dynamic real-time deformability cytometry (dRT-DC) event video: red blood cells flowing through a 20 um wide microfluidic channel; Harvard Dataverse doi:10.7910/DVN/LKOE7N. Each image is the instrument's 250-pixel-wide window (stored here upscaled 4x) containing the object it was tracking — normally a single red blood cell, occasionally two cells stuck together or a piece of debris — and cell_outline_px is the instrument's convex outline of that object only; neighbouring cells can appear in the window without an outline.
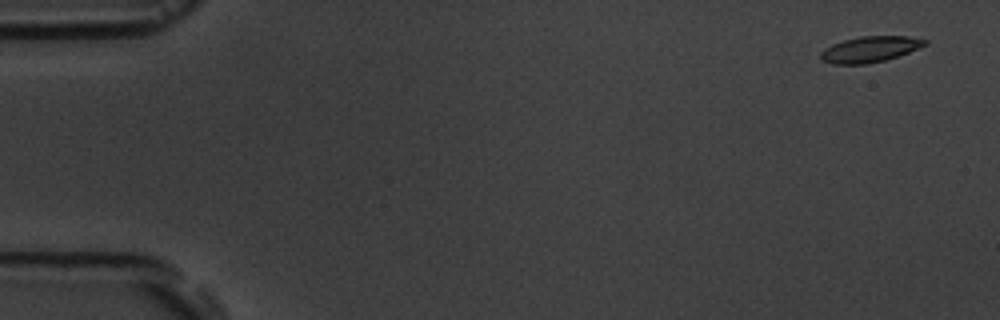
{"species": "common noctule bat (a hibernating species)", "species_latin": "Nyctalus noctula", "temperature_condition": "room temperature", "stored_images_in_passage": 5, "camera_frame_rate_fps": 3000, "um_per_image_px": 0.085, "animal": {"sex": "male", "body_mass_g": 19.5, "forearm_length_mm": 54.6}, "frame": {"image": 1, "passage_image": 1, "time_ms": 0.0, "image_size_px": [1000, 320], "cell_outline_px": [[928, 44], [908, 52], [884, 60], [868, 64], [832, 64], [820, 60], [820, 52], [824, 48], [832, 44], [844, 40], [860, 36], [908, 36], [928, 40]], "centroid_in_image_um": [73.91, 4.19], "position_along_channel_um": 11.1, "area_um2": 15.72}}
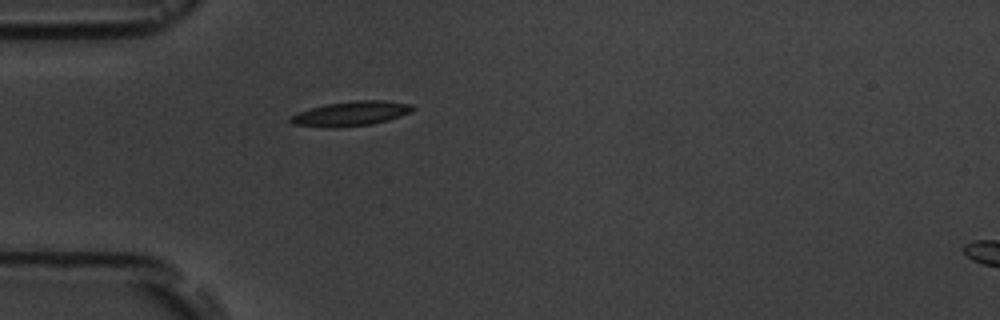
{"frame": {"image": 2, "passage_image": 5, "time_ms": 4.667, "image_size_px": [1000, 320], "cell_outline_px": [[416, 108], [412, 112], [388, 120], [372, 124], [336, 128], [332, 128], [292, 124], [288, 120], [288, 116], [312, 108], [328, 104], [356, 100], [384, 100], [412, 104]], "centroid_in_image_um": [29.86, 9.66], "position_along_channel_um": 55.1, "area_um2": 17.57}}